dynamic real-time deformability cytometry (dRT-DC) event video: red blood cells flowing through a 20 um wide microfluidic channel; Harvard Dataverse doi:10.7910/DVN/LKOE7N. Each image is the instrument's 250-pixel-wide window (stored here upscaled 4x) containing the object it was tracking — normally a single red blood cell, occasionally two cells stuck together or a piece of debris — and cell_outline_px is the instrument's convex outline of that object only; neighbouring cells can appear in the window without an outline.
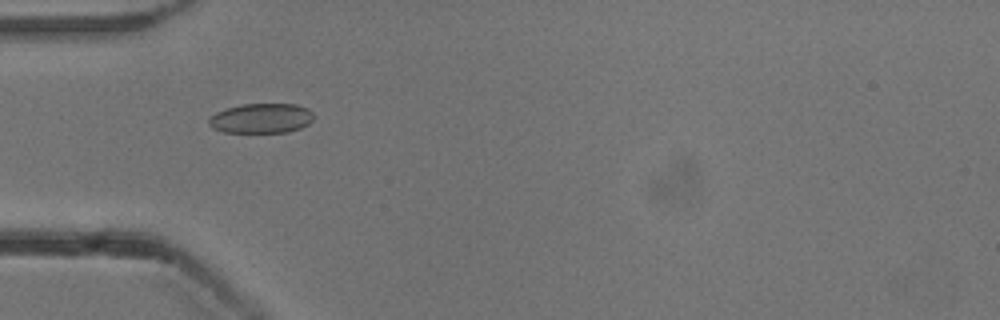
{"species": "common noctule bat (a hibernating species)", "species_latin": "Nyctalus noctula", "temperature_condition": "cold", "stored_images_in_passage": 4, "camera_frame_rate_fps": 3000, "um_per_image_px": 0.085, "animal": {"sex": "male", "body_mass_g": 13.3}, "frame": {"image": 1, "passage_image": 1, "time_ms": 0.0, "image_size_px": [1000, 320], "cell_outline_px": [[316, 116], [308, 124], [300, 128], [288, 132], [224, 132], [212, 128], [208, 124], [208, 120], [216, 112], [240, 104], [296, 104], [308, 108]], "centroid_in_image_um": [22.23, 10.05], "position_along_channel_um": 62.8, "area_um2": 18.26}}